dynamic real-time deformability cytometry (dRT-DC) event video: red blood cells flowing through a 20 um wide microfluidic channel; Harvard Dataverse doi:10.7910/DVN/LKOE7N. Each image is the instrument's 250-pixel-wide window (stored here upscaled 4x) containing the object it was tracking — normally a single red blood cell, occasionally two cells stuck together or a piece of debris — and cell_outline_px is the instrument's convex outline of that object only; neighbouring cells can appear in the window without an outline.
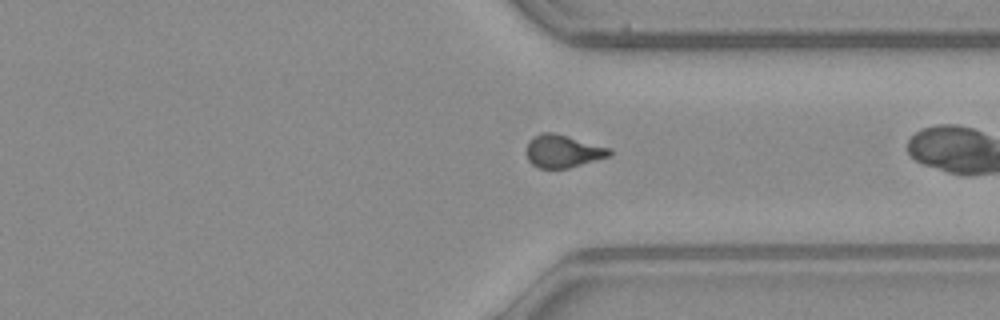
{"species": "common noctule bat (a hibernating species)", "species_latin": "Nyctalus noctula", "temperature_condition": "warm", "stored_images_in_passage": 37, "camera_frame_rate_fps": 3000, "um_per_image_px": 0.085, "animal": {"sex": "male", "body_mass_g": 23.1, "forearm_length_mm": 52.7}, "frame": {"image": 1, "passage_image": 36, "time_ms": 11.667, "image_size_px": [1000, 320], "cell_outline_px": [[612, 156], [568, 168], [540, 168], [532, 164], [528, 160], [528, 140], [532, 136], [540, 132], [552, 132], [568, 136], [612, 148]], "centroid_in_image_um": [47.89, 12.84], "position_along_channel_um": 363.5, "area_um2": 15.95}}